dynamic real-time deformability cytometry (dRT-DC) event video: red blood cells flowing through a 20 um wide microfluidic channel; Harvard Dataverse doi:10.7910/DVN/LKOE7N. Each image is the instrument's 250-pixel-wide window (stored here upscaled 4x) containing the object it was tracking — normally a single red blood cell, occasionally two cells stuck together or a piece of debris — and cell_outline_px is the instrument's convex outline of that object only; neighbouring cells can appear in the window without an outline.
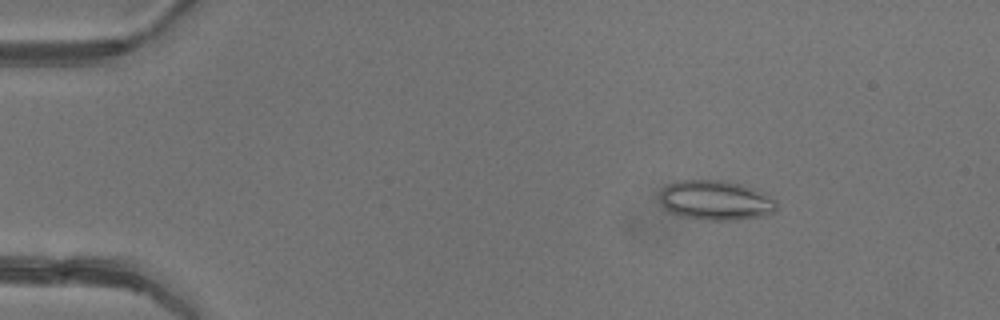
{"species": "common noctule bat (a hibernating species)", "species_latin": "Nyctalus noctula", "temperature_condition": "warm", "stored_images_in_passage": 4, "camera_frame_rate_fps": 3000, "um_per_image_px": 0.085, "animal": {"sex": "female"}, "frame": {"image": 1, "passage_image": 2, "time_ms": 1.0, "image_size_px": [1000, 320], "cell_outline_px": [[776, 208], [772, 212], [760, 216], [736, 220], [704, 220], [680, 216], [668, 212], [660, 200], [660, 192], [668, 184], [676, 180], [724, 180], [740, 184], [752, 188], [776, 200]], "centroid_in_image_um": [60.78, 17.03], "position_along_channel_um": 24.2, "area_um2": 26.93}}